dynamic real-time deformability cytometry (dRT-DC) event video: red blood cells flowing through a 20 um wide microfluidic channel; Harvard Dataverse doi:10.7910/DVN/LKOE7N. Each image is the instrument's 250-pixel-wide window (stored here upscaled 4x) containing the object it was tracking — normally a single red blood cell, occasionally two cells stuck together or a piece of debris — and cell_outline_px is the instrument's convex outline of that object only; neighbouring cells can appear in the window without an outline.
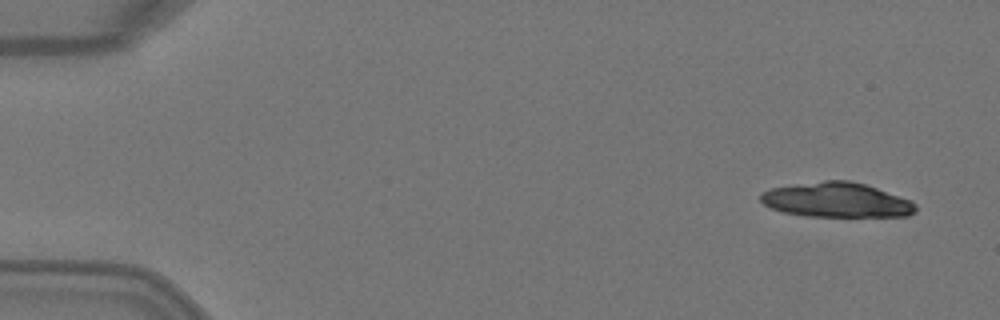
{"species": "Egyptian fruit bat (a non-hibernating species)", "species_latin": "Rousettus aegyptiacus", "temperature_condition": "warm", "stored_images_in_passage": 4, "camera_frame_rate_fps": 3000, "um_per_image_px": 0.085, "animal": {"sex": "female"}, "frame": {"image": 1, "passage_image": 1, "time_ms": 0.0, "image_size_px": [1000, 320], "cell_outline_px": [[916, 212], [908, 216], [804, 216], [784, 212], [772, 208], [764, 204], [760, 200], [760, 192], [772, 188], [796, 184], [824, 180], [848, 180], [864, 184], [912, 200], [916, 204]], "centroid_in_image_um": [71.12, 17.0], "position_along_channel_um": 13.9, "area_um2": 31.33}}